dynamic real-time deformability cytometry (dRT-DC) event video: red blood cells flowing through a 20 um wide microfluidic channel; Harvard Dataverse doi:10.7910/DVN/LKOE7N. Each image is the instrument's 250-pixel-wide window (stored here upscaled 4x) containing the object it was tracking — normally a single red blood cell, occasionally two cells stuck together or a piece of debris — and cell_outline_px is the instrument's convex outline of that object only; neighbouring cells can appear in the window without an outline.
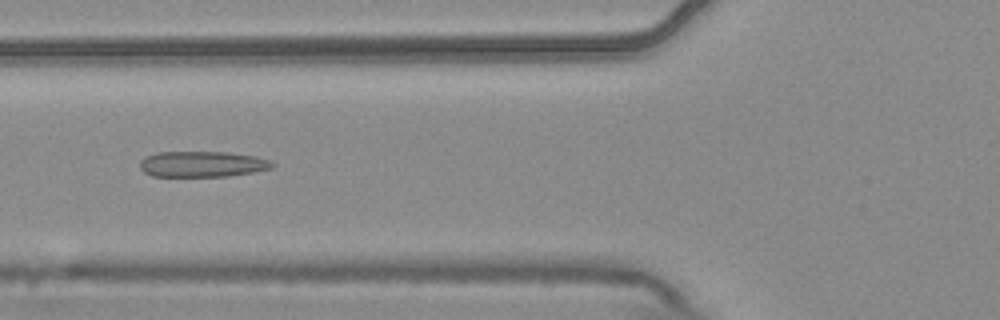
{"species": "common noctule bat (a hibernating species)", "species_latin": "Nyctalus noctula", "temperature_condition": "warm", "stored_images_in_passage": 8, "camera_frame_rate_fps": 3000, "um_per_image_px": 0.085, "animal": {"sex": "male", "body_mass_g": 20.4}, "frame": {"image": 1, "passage_image": 6, "time_ms": 1.667, "image_size_px": [1000, 320], "cell_outline_px": [[276, 164], [272, 168], [252, 172], [228, 176], [152, 176], [144, 172], [140, 168], [140, 160], [144, 156], [156, 152], [228, 152], [256, 156], [268, 160]], "centroid_in_image_um": [17.17, 13.94], "position_along_channel_um": 108.6, "area_um2": 19.94}}
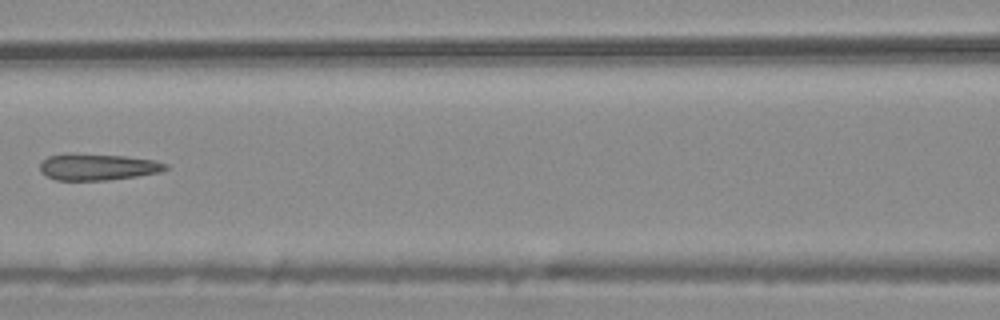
{"frame": {"image": 2, "passage_image": 7, "time_ms": 2.0, "image_size_px": [1000, 320], "cell_outline_px": [[168, 168], [160, 172], [136, 176], [108, 180], [56, 180], [40, 172], [40, 164], [48, 156], [68, 152], [124, 156], [152, 160], [168, 164]], "centroid_in_image_um": [8.27, 14.18], "position_along_channel_um": 158.3, "area_um2": 19.48}}
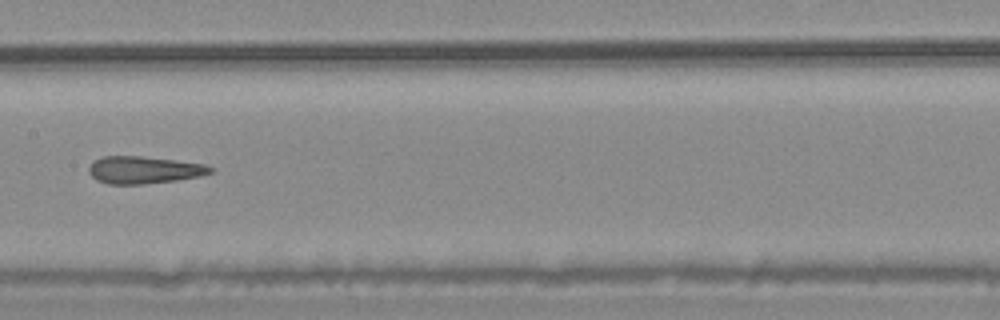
{"frame": {"image": 3, "passage_image": 8, "time_ms": 2.333, "image_size_px": [1000, 320], "cell_outline_px": [[216, 172], [200, 176], [176, 180], [140, 184], [108, 184], [96, 180], [88, 172], [88, 168], [96, 160], [104, 156], [140, 156], [204, 164], [216, 168]], "centroid_in_image_um": [12.27, 14.45], "position_along_channel_um": 195.1, "area_um2": 19.25}}